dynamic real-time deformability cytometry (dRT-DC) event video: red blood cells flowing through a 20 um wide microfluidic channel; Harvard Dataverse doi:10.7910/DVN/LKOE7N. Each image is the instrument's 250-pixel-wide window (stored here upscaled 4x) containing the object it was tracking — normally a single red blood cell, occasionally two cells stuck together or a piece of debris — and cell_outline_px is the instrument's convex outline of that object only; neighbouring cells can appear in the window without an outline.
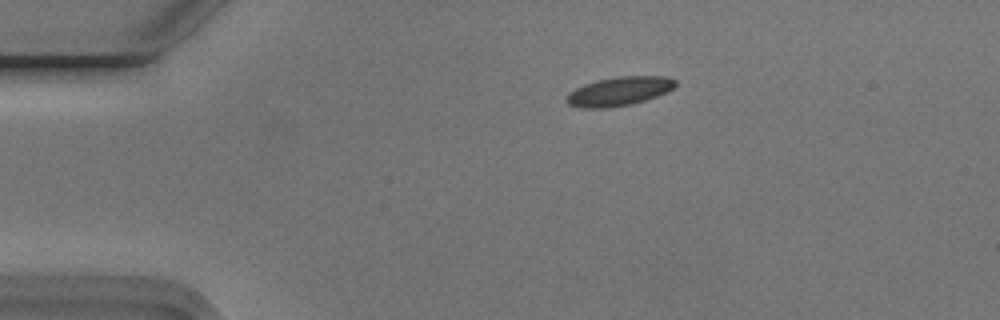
{"species": "Egyptian fruit bat (a non-hibernating species)", "species_latin": "Rousettus aegyptiacus", "temperature_condition": "cold", "stored_images_in_passage": 3, "camera_frame_rate_fps": 3000, "um_per_image_px": 0.085, "animal": {"sex": "male"}, "frame": {"image": 1, "passage_image": 1, "time_ms": 0.0, "image_size_px": [1000, 320], "cell_outline_px": [[676, 84], [668, 92], [632, 104], [604, 108], [580, 108], [568, 104], [564, 100], [568, 92], [584, 84], [596, 80], [616, 76], [668, 76], [676, 80]], "centroid_in_image_um": [52.6, 7.75], "position_along_channel_um": 32.4, "area_um2": 18.5}}
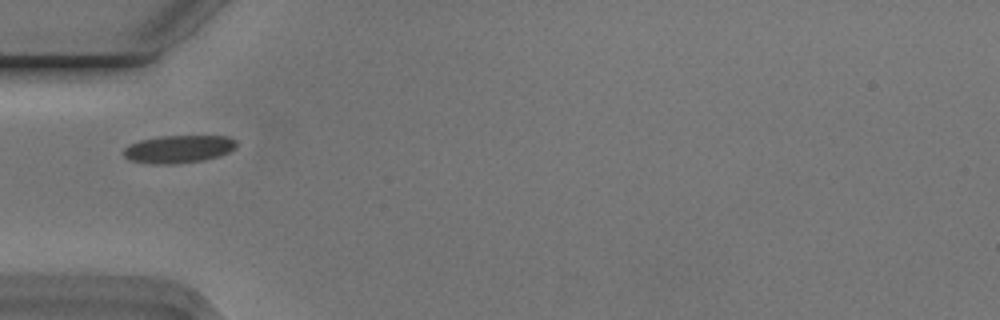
{"frame": {"image": 2, "passage_image": 3, "time_ms": 0.667, "image_size_px": [1000, 320], "cell_outline_px": [[236, 148], [220, 156], [204, 160], [172, 164], [152, 164], [128, 160], [124, 156], [124, 148], [128, 144], [140, 140], [160, 136], [228, 136], [236, 140]], "centroid_in_image_um": [15.17, 12.67], "position_along_channel_um": 69.8, "area_um2": 18.38}}